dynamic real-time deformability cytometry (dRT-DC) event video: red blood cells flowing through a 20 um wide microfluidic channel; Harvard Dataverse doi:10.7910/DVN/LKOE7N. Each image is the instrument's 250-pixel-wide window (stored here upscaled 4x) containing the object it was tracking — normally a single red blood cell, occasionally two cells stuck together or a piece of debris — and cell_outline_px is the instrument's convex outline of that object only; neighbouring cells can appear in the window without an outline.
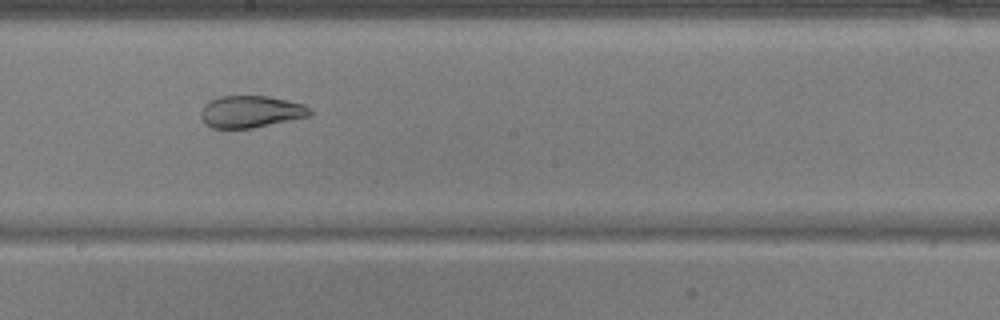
{"species": "common noctule bat (a hibernating species)", "species_latin": "Nyctalus noctula", "temperature_condition": "warm", "stored_images_in_passage": 47, "camera_frame_rate_fps": 3000, "um_per_image_px": 0.085, "animal": {"sex": "male", "body_mass_g": 17.9, "forearm_length_mm": 54.2}, "frame": {"image": 1, "passage_image": 24, "time_ms": 7.667, "image_size_px": [1000, 320], "cell_outline_px": [[312, 116], [252, 128], [212, 128], [204, 124], [200, 116], [200, 112], [204, 104], [208, 100], [220, 96], [268, 96], [288, 100], [304, 104], [312, 112]], "centroid_in_image_um": [21.3, 9.49], "position_along_channel_um": 226.9, "area_um2": 20.58}}
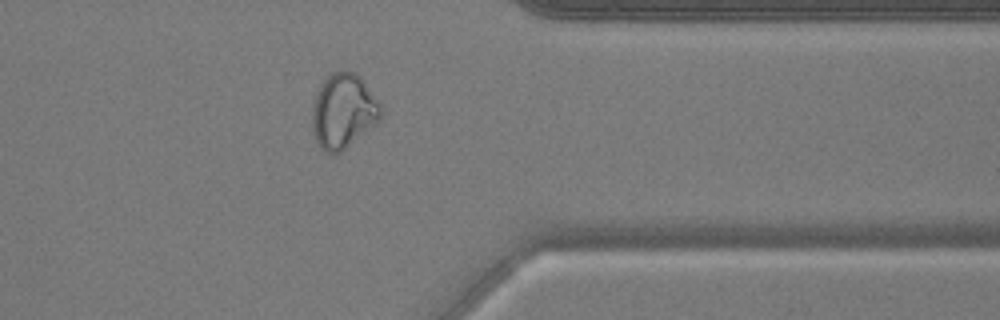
{"frame": {"image": 2, "passage_image": 37, "time_ms": 12.0, "image_size_px": [1000, 320], "cell_outline_px": [[380, 120], [376, 124], [340, 152], [332, 156], [320, 148], [316, 140], [312, 124], [312, 104], [320, 84], [332, 72], [340, 68], [344, 68], [360, 76], [364, 80], [380, 100]], "centroid_in_image_um": [29.18, 9.41], "position_along_channel_um": 382.2, "area_um2": 30.29}}
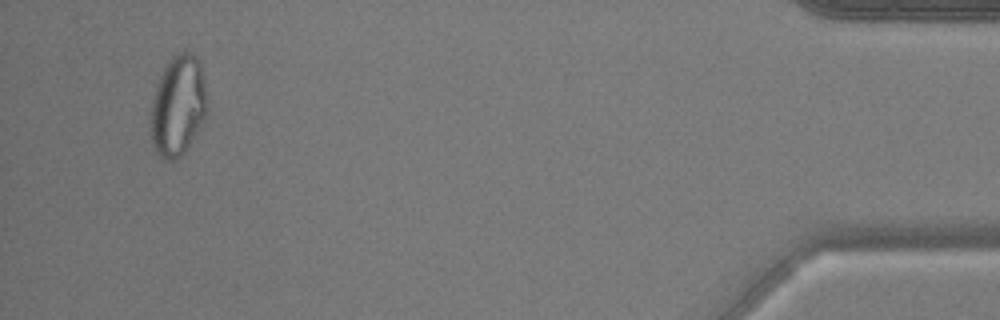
{"frame": {"image": 3, "passage_image": 45, "time_ms": 14.667, "image_size_px": [1000, 320], "cell_outline_px": [[204, 116], [200, 128], [184, 152], [176, 160], [168, 160], [160, 156], [156, 152], [152, 144], [148, 120], [152, 100], [160, 76], [168, 60], [176, 52], [192, 52], [196, 56], [200, 64], [204, 84]], "centroid_in_image_um": [15.06, 9.0], "position_along_channel_um": 420.1, "area_um2": 32.77}, "authors_computed_cell_mechanics": {"area_um2": 27.9174, "velocity_mm_per_s": 3.7668, "shape_relaxation_time_tau1_ms": null, "shape_relaxation_time_tau2_ms": 1.956, "deformation_change_tau1": null, "deformation_change_tau2": 0.0799}}